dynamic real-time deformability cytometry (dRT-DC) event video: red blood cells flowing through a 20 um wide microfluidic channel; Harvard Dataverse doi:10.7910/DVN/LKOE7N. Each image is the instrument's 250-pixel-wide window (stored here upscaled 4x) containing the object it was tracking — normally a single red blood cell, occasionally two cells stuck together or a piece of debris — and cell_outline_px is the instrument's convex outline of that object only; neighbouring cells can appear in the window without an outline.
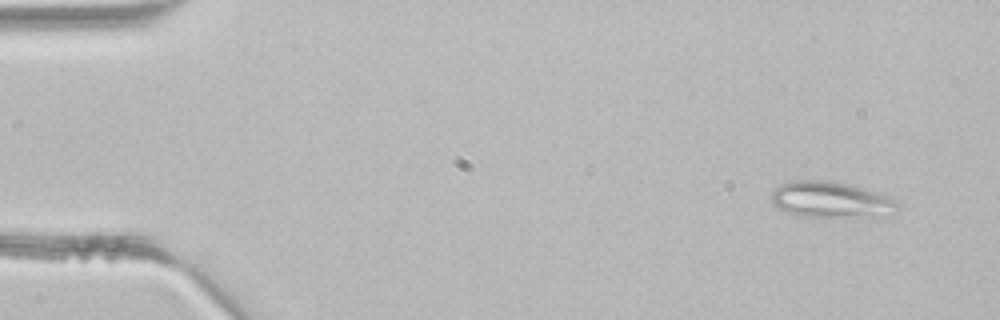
{"species": "common noctule bat (a hibernating species)", "species_latin": "Nyctalus noctula", "temperature_condition": "room temperature", "stored_images_in_passage": 3, "camera_frame_rate_fps": 3000, "um_per_image_px": 0.085, "animal": {"sex": "male", "body_mass_g": 21.5, "forearm_length_mm": 52.0}, "frame": {"image": 1, "passage_image": 1, "time_ms": 0.0, "image_size_px": [1000, 320], "cell_outline_px": [[900, 208], [880, 216], [800, 216], [788, 212], [772, 204], [772, 192], [780, 184], [792, 180], [828, 180], [852, 184], [892, 196], [896, 200]], "centroid_in_image_um": [70.65, 16.94], "position_along_channel_um": 14.3, "area_um2": 26.53}}